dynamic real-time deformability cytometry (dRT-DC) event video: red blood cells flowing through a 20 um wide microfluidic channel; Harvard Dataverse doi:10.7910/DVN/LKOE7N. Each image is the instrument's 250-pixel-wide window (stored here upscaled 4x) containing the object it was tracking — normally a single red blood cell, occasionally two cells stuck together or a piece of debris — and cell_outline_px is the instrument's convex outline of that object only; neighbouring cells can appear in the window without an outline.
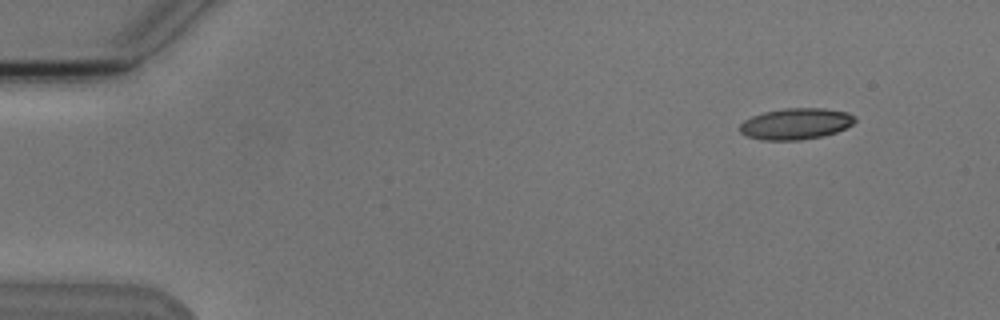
{"species": "Egyptian fruit bat (a non-hibernating species)", "species_latin": "Rousettus aegyptiacus", "temperature_condition": "cold", "stored_images_in_passage": 6, "camera_frame_rate_fps": 3000, "um_per_image_px": 0.085, "animal": {"sex": "male"}, "frame": {"image": 1, "passage_image": 2, "time_ms": 1.333, "image_size_px": [1000, 320], "cell_outline_px": [[856, 120], [852, 124], [836, 132], [824, 136], [800, 140], [764, 140], [748, 136], [740, 132], [740, 124], [744, 120], [752, 116], [764, 112], [784, 108], [824, 108], [848, 112], [856, 116]], "centroid_in_image_um": [67.66, 10.51], "position_along_channel_um": 17.3, "area_um2": 20.98}}
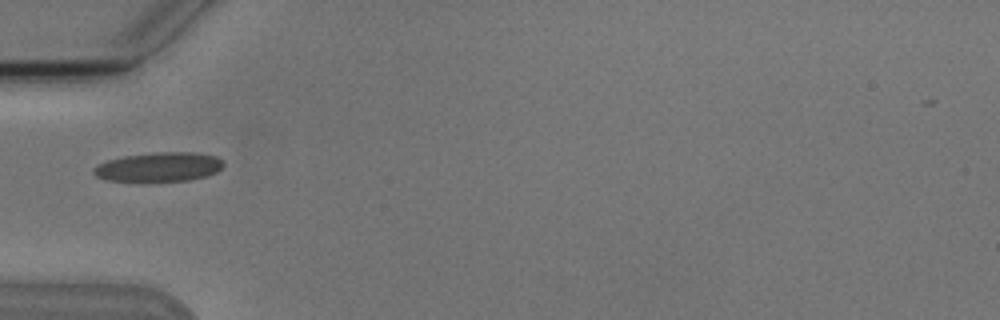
{"frame": {"image": 2, "passage_image": 6, "time_ms": 5.667, "image_size_px": [1000, 320], "cell_outline_px": [[224, 164], [216, 172], [208, 176], [188, 180], [108, 180], [96, 176], [92, 172], [92, 168], [96, 164], [108, 160], [124, 156], [156, 152], [196, 152], [216, 156]], "centroid_in_image_um": [13.5, 14.17], "position_along_channel_um": 71.5, "area_um2": 21.85}}